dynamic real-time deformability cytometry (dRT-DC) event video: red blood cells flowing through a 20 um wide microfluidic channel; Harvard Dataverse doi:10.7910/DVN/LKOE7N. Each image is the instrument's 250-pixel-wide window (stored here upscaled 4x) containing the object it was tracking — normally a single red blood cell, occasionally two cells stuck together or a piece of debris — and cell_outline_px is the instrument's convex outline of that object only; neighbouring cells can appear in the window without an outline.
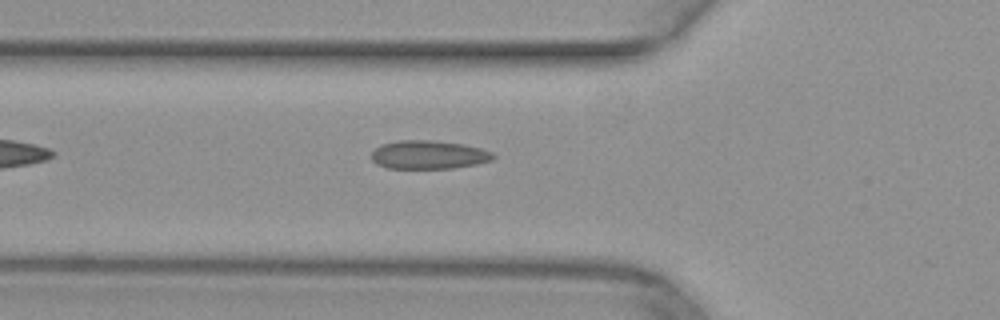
{"species": "common noctule bat (a hibernating species)", "species_latin": "Nyctalus noctula", "temperature_condition": "warm", "stored_images_in_passage": 33, "camera_frame_rate_fps": 3000, "um_per_image_px": 0.085, "animal": {"sex": "female", "body_mass_g": 29.2, "forearm_length_mm": 56.3}, "frame": {"image": 1, "passage_image": 3, "time_ms": 0.667, "image_size_px": [1000, 320], "cell_outline_px": [[496, 156], [492, 160], [476, 164], [452, 168], [388, 168], [376, 164], [372, 160], [372, 152], [380, 144], [400, 140], [432, 140], [464, 144], [480, 148], [492, 152]], "centroid_in_image_um": [36.43, 13.15], "position_along_channel_um": 89.4, "area_um2": 20.23}}
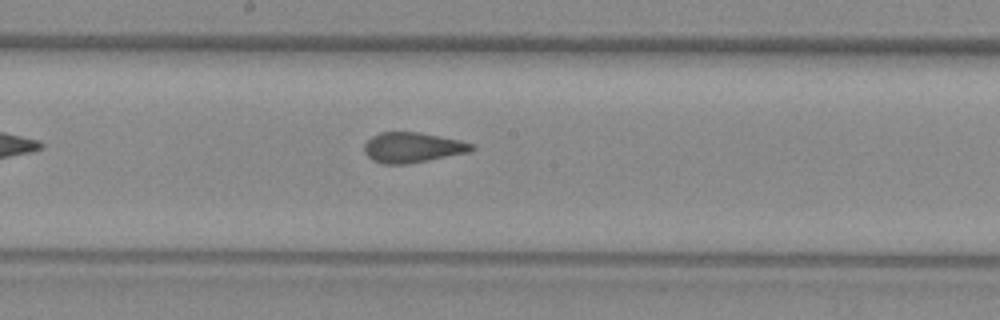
{"frame": {"image": 2, "passage_image": 12, "time_ms": 3.667, "image_size_px": [1000, 320], "cell_outline_px": [[476, 148], [468, 152], [428, 160], [404, 164], [384, 164], [372, 160], [364, 152], [364, 144], [372, 136], [380, 132], [420, 132], [460, 140], [472, 144]], "centroid_in_image_um": [35.04, 12.53], "position_along_channel_um": 213.2, "area_um2": 18.79}}
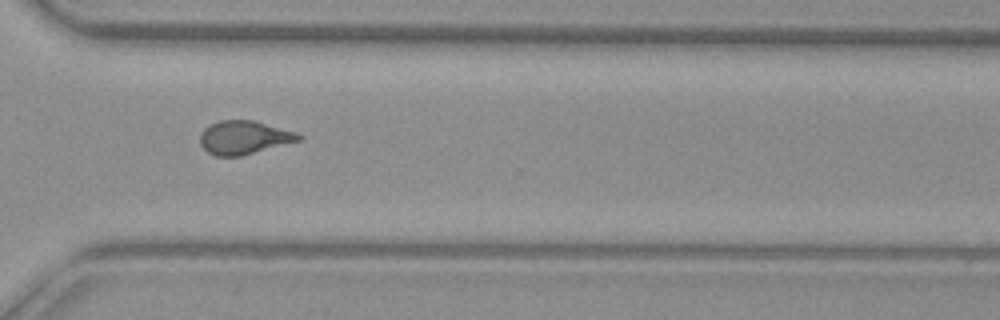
{"frame": {"image": 3, "passage_image": 22, "time_ms": 7.0, "image_size_px": [1000, 320], "cell_outline_px": [[304, 136], [300, 140], [240, 156], [216, 156], [208, 152], [200, 144], [200, 132], [208, 124], [220, 120], [256, 120], [296, 132]], "centroid_in_image_um": [20.72, 11.67], "position_along_channel_um": 349.9, "area_um2": 19.31}}